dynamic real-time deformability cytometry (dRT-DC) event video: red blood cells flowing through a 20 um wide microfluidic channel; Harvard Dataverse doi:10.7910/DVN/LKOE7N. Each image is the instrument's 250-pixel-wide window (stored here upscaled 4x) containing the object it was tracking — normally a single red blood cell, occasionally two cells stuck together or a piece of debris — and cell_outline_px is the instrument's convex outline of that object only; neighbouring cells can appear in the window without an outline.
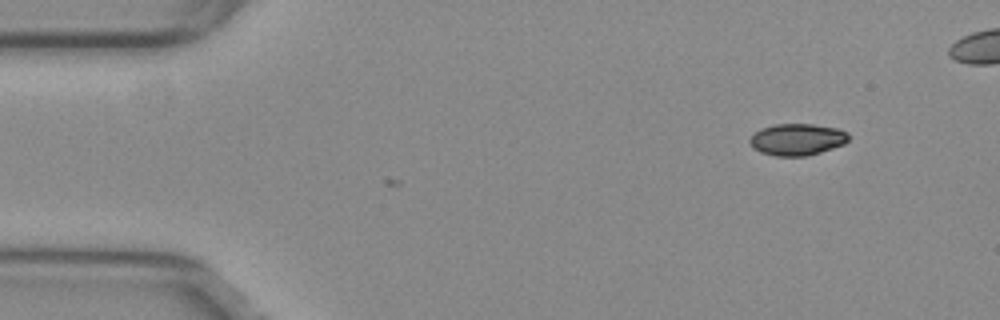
{"species": "common noctule bat (a hibernating species)", "species_latin": "Nyctalus noctula", "temperature_condition": "warm", "stored_images_in_passage": 41, "camera_frame_rate_fps": 3000, "um_per_image_px": 0.085, "animal": {"sex": "female", "body_mass_g": 29.2, "forearm_length_mm": 56.3}, "frame": {"image": 1, "passage_image": 1, "time_ms": 0.0, "image_size_px": [1000, 320], "cell_outline_px": [[848, 140], [844, 144], [808, 156], [776, 156], [760, 152], [752, 148], [748, 140], [760, 128], [776, 124], [812, 124], [836, 128], [848, 132]], "centroid_in_image_um": [67.73, 11.86], "position_along_channel_um": 17.3, "area_um2": 18.26}}
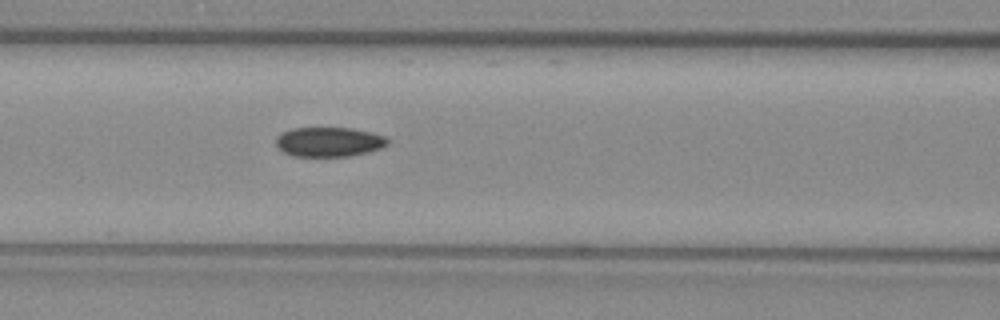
{"frame": {"image": 2, "passage_image": 18, "time_ms": 5.667, "image_size_px": [1000, 320], "cell_outline_px": [[388, 144], [380, 148], [368, 152], [348, 156], [292, 156], [276, 148], [276, 136], [280, 132], [292, 128], [352, 128], [372, 132], [384, 136], [388, 140]], "centroid_in_image_um": [27.92, 12.05], "position_along_channel_um": 138.7, "area_um2": 19.36}}
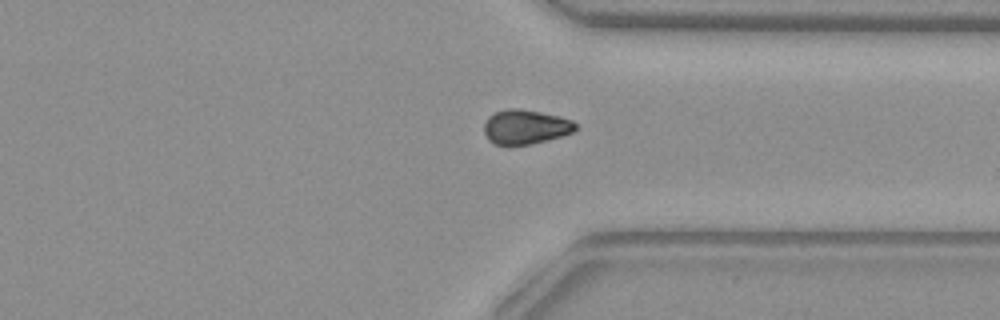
{"frame": {"image": 3, "passage_image": 36, "time_ms": 11.667, "image_size_px": [1000, 320], "cell_outline_px": [[576, 128], [572, 132], [560, 136], [532, 144], [508, 148], [496, 144], [488, 140], [484, 132], [484, 124], [488, 116], [492, 112], [508, 108], [520, 108], [560, 116], [572, 120], [576, 124]], "centroid_in_image_um": [44.6, 10.8], "position_along_channel_um": 366.8, "area_um2": 18.84}, "authors_computed_cell_mechanics": {"area_um2": 19.5364, "velocity_mm_per_s": 3.8247, "shape_relaxation_time_tau1_ms": 5.9851, "shape_relaxation_time_tau2_ms": null, "deformation_change_tau1": 0.0906, "deformation_change_tau2": null}}